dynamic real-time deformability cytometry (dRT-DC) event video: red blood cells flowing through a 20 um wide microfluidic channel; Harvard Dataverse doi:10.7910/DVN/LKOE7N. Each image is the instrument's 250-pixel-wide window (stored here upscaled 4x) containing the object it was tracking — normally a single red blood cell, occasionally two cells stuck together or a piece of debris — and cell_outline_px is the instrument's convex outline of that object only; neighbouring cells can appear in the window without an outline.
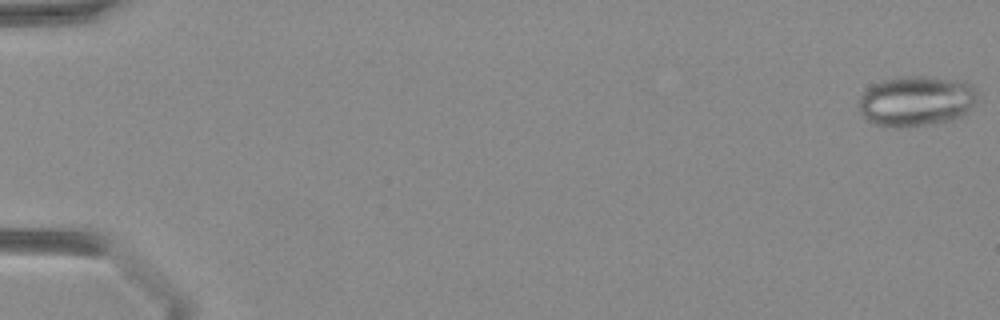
{"species": "Egyptian fruit bat (a non-hibernating species)", "species_latin": "Rousettus aegyptiacus", "temperature_condition": "warm", "stored_images_in_passage": 44, "camera_frame_rate_fps": 3000, "um_per_image_px": 0.085, "animal": {"sex": "female"}, "frame": {"image": 1, "passage_image": 1, "time_ms": 0.0, "image_size_px": [1000, 320], "cell_outline_px": [[976, 100], [968, 112], [964, 116], [948, 120], [924, 124], [872, 124], [860, 112], [860, 96], [872, 84], [884, 80], [904, 76], [924, 76], [964, 80], [972, 84], [976, 92]], "centroid_in_image_um": [77.93, 8.53], "position_along_channel_um": 7.1, "area_um2": 34.04}}
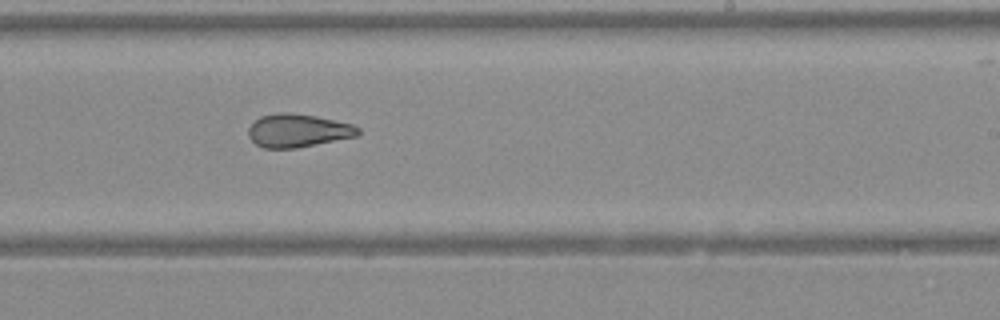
{"frame": {"image": 2, "passage_image": 28, "time_ms": 9.0, "image_size_px": [1000, 320], "cell_outline_px": [[360, 132], [356, 136], [296, 148], [264, 148], [256, 144], [248, 136], [248, 128], [260, 116], [280, 112], [288, 112], [316, 116], [352, 124], [360, 128]], "centroid_in_image_um": [25.31, 11.09], "position_along_channel_um": 263.7, "area_um2": 21.1}}
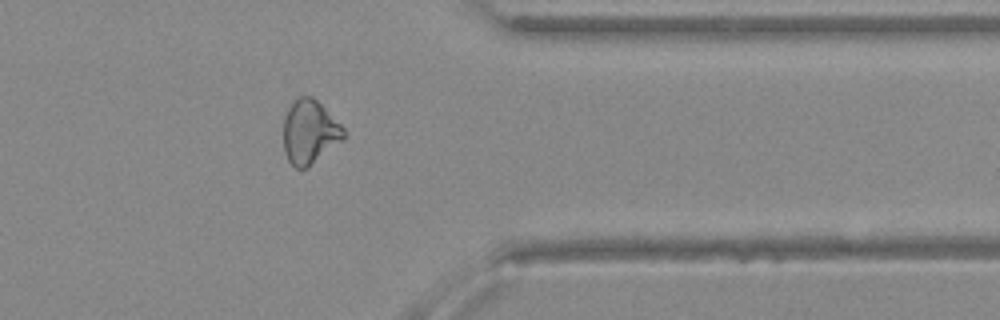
{"frame": {"image": 3, "passage_image": 36, "time_ms": 11.667, "image_size_px": [1000, 320], "cell_outline_px": [[344, 140], [308, 168], [296, 168], [288, 160], [284, 152], [284, 116], [288, 108], [300, 96], [312, 96], [344, 128]], "centroid_in_image_um": [26.32, 11.25], "position_along_channel_um": 385.1, "area_um2": 22.31}}